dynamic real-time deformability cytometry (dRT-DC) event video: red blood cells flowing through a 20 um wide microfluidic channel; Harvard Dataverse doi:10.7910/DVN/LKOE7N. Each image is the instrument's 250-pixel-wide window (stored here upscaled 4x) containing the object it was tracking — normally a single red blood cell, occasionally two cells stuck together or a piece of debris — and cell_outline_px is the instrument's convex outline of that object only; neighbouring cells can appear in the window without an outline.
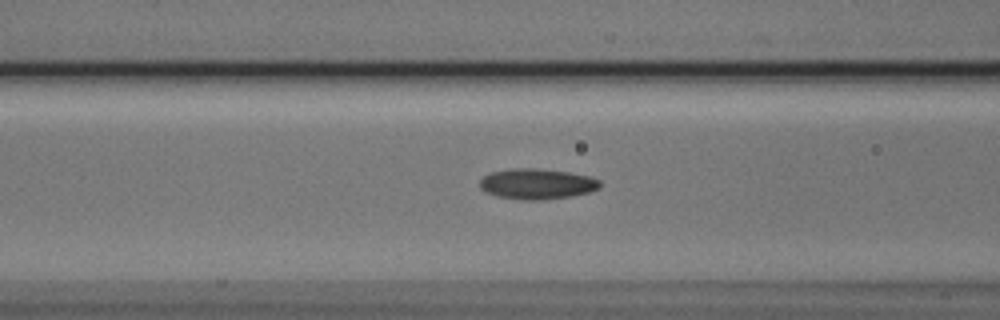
{"species": "Egyptian fruit bat (a non-hibernating species)", "species_latin": "Rousettus aegyptiacus", "temperature_condition": "cold", "stored_images_in_passage": 35, "camera_frame_rate_fps": 3000, "um_per_image_px": 0.085, "animal": {"sex": "male"}, "frame": {"image": 1, "passage_image": 8, "time_ms": 2.333, "image_size_px": [1000, 320], "cell_outline_px": [[600, 188], [588, 192], [572, 196], [540, 200], [520, 200], [496, 196], [484, 192], [480, 188], [480, 180], [484, 176], [492, 172], [512, 168], [536, 168], [568, 172], [588, 176], [600, 180]], "centroid_in_image_um": [45.61, 15.64], "position_along_channel_um": 121.0, "area_um2": 21.44}}
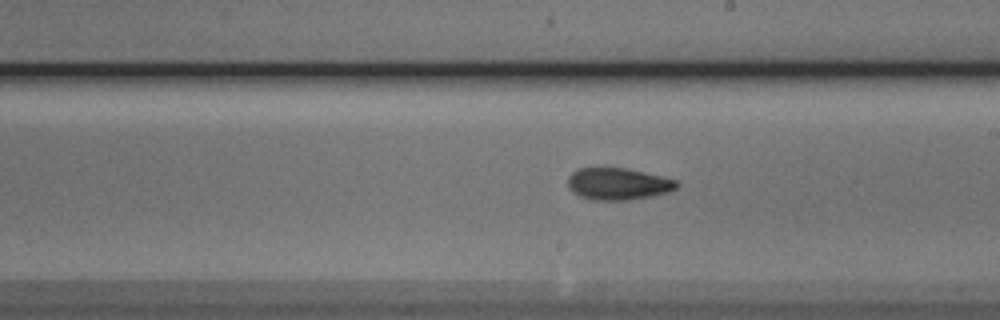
{"frame": {"image": 2, "passage_image": 17, "time_ms": 5.333, "image_size_px": [1000, 320], "cell_outline_px": [[680, 184], [676, 188], [668, 192], [652, 196], [628, 200], [592, 200], [580, 196], [572, 192], [568, 188], [568, 176], [572, 172], [580, 168], [624, 168], [660, 176], [676, 180]], "centroid_in_image_um": [52.51, 15.64], "position_along_channel_um": 236.5, "area_um2": 20.17}}
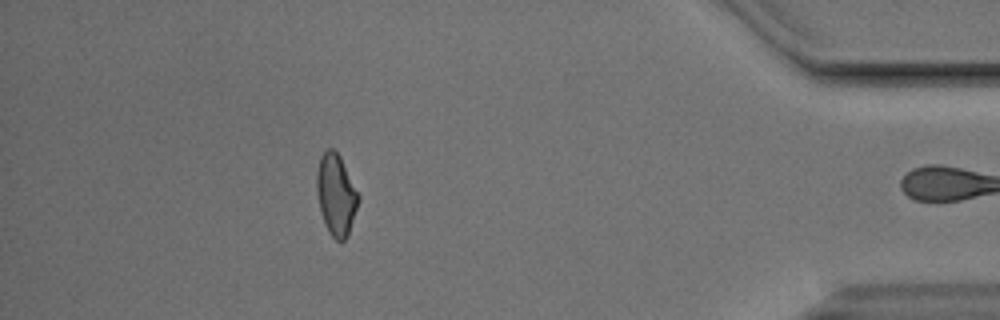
{"frame": {"image": 3, "passage_image": 34, "time_ms": 11.0, "image_size_px": [1000, 320], "cell_outline_px": [[360, 200], [348, 236], [344, 240], [336, 240], [328, 232], [320, 208], [316, 192], [316, 172], [320, 156], [328, 148], [332, 148], [340, 156], [360, 196]], "centroid_in_image_um": [28.57, 16.54], "position_along_channel_um": 406.6, "area_um2": 19.77}, "authors_computed_cell_mechanics": {"area_um2": 20.1722, "velocity_mm_per_s": 3.8511, "shape_relaxation_time_tau1_ms": 4.6125, "shape_relaxation_time_tau2_ms": 5.1295, "deformation_change_tau1": 0.1286, "deformation_change_tau2": 0.0918}}